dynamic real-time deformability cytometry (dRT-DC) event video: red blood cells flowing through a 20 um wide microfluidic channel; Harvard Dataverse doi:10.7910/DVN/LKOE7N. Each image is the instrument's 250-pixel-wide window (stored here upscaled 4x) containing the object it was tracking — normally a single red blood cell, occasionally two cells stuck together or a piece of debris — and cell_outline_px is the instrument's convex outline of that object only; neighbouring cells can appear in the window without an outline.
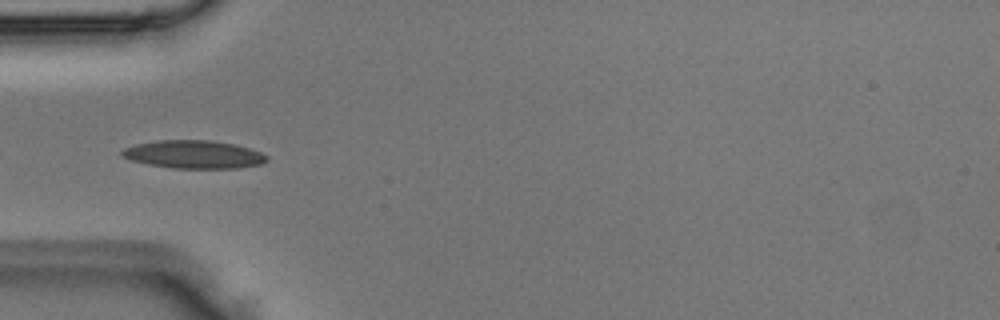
{"species": "Egyptian fruit bat (a non-hibernating species)", "species_latin": "Rousettus aegyptiacus", "temperature_condition": "room temperature", "stored_images_in_passage": 6, "camera_frame_rate_fps": 3000, "um_per_image_px": 0.085, "animal": {"sex": "male"}, "frame": {"image": 1, "passage_image": 5, "time_ms": 1.333, "image_size_px": [1000, 320], "cell_outline_px": [[268, 160], [260, 164], [236, 168], [172, 168], [148, 164], [132, 160], [120, 156], [120, 152], [124, 148], [136, 144], [160, 140], [212, 140], [236, 144], [260, 152], [268, 156]], "centroid_in_image_um": [16.46, 13.12], "position_along_channel_um": 68.5, "area_um2": 23.64}}
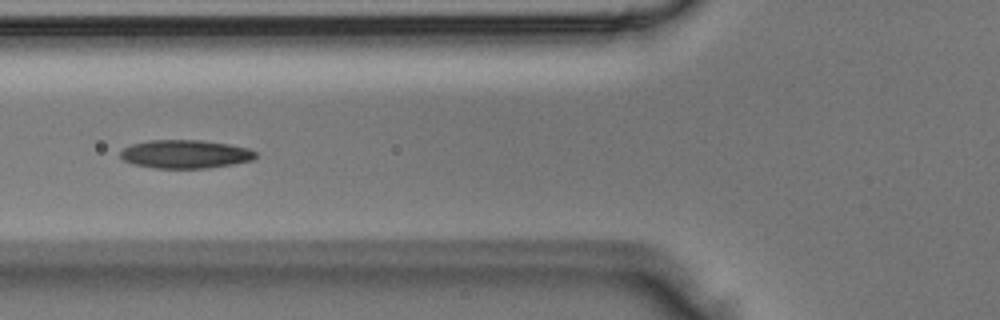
{"frame": {"image": 2, "passage_image": 6, "time_ms": 1.667, "image_size_px": [1000, 320], "cell_outline_px": [[256, 156], [252, 160], [232, 164], [208, 168], [156, 168], [132, 164], [124, 160], [120, 156], [120, 152], [124, 148], [132, 144], [148, 140], [200, 140], [228, 144], [248, 148], [256, 152]], "centroid_in_image_um": [15.73, 13.1], "position_along_channel_um": 110.1, "area_um2": 22.31}}